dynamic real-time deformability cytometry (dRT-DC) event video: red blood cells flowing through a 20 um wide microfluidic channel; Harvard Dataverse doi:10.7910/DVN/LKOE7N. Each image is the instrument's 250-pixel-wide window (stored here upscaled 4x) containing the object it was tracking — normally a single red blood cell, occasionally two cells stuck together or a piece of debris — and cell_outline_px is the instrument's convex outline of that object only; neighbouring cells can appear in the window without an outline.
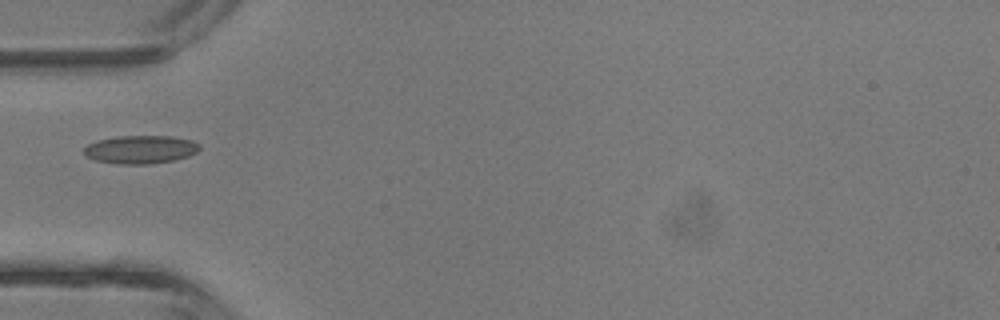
{"species": "common noctule bat (a hibernating species)", "species_latin": "Nyctalus noctula", "temperature_condition": "room temperature", "stored_images_in_passage": 21, "camera_frame_rate_fps": 3000, "um_per_image_px": 0.085, "animal": {"sex": "male", "body_mass_g": 13.3}, "frame": {"image": 1, "passage_image": 1, "time_ms": 0.0, "image_size_px": [1000, 320], "cell_outline_px": [[200, 148], [196, 152], [188, 156], [172, 160], [148, 164], [116, 164], [96, 160], [88, 156], [84, 152], [84, 148], [88, 144], [96, 140], [120, 136], [172, 136], [192, 140], [200, 144]], "centroid_in_image_um": [11.95, 12.7], "position_along_channel_um": 73.0, "area_um2": 18.9}}
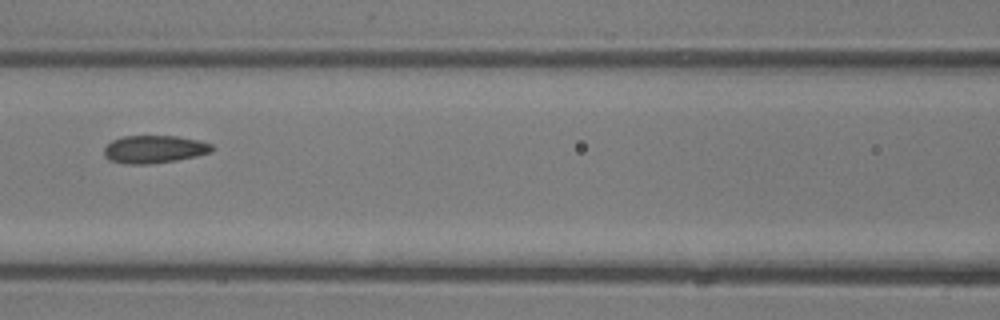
{"frame": {"image": 2, "passage_image": 6, "time_ms": 1.667, "image_size_px": [1000, 320], "cell_outline_px": [[216, 148], [212, 152], [196, 156], [176, 160], [148, 164], [124, 164], [108, 160], [104, 156], [104, 148], [112, 140], [124, 136], [176, 136], [200, 140], [212, 144]], "centroid_in_image_um": [13.13, 12.69], "position_along_channel_um": 153.5, "area_um2": 17.63}}